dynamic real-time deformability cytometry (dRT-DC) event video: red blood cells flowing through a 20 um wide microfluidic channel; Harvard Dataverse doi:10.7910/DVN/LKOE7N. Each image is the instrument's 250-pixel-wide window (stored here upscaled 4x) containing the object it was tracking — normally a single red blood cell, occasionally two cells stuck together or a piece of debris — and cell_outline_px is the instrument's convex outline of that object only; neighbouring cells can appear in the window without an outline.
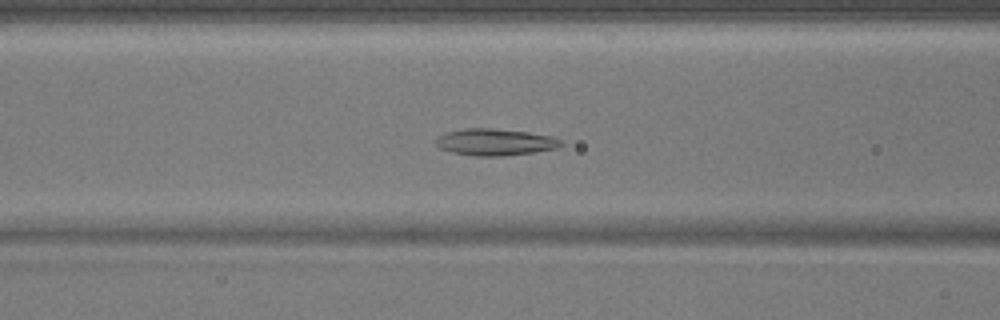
{"species": "common noctule bat (a hibernating species)", "species_latin": "Nyctalus noctula", "temperature_condition": "warm", "stored_images_in_passage": 51, "camera_frame_rate_fps": 3000, "um_per_image_px": 0.085, "animal": {"sex": "male", "body_mass_g": 17.9}, "frame": {"image": 1, "passage_image": 21, "time_ms": 6.667, "image_size_px": [1000, 320], "cell_outline_px": [[564, 144], [556, 148], [536, 152], [500, 156], [476, 156], [452, 152], [440, 148], [436, 144], [436, 140], [440, 136], [448, 132], [464, 128], [492, 128], [528, 132], [552, 136], [564, 140]], "centroid_in_image_um": [42.14, 12.07], "position_along_channel_um": 124.5, "area_um2": 19.48}}
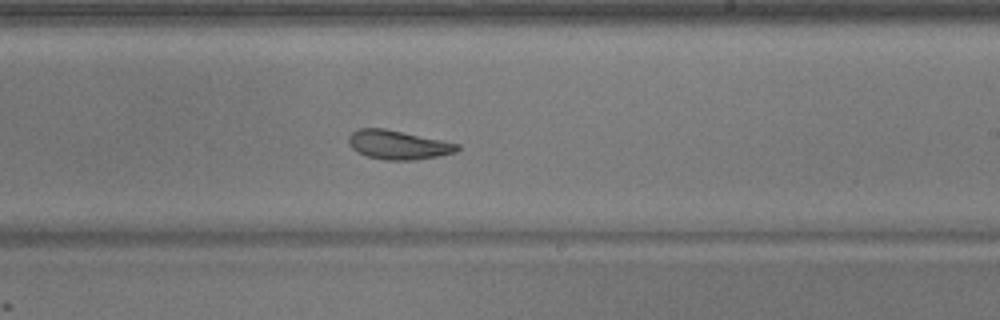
{"frame": {"image": 2, "passage_image": 31, "time_ms": 10.0, "image_size_px": [1000, 320], "cell_outline_px": [[460, 148], [456, 152], [440, 156], [416, 160], [384, 160], [368, 156], [356, 152], [348, 144], [348, 136], [352, 132], [360, 128], [384, 128], [460, 144]], "centroid_in_image_um": [33.83, 12.32], "position_along_channel_um": 255.2, "area_um2": 18.44}}
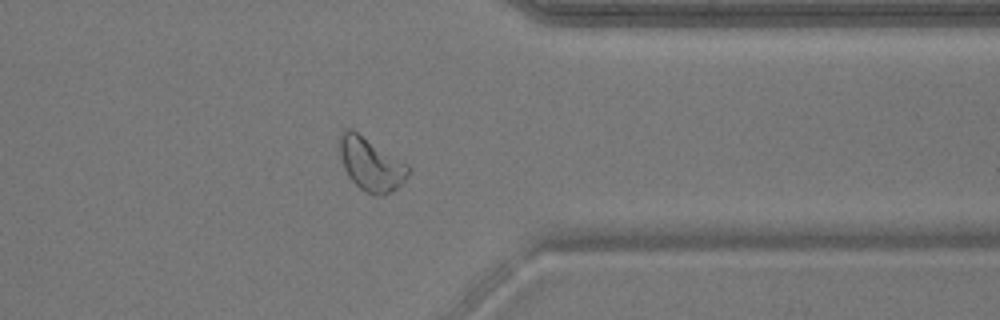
{"frame": {"image": 3, "passage_image": 41, "time_ms": 13.333, "image_size_px": [1000, 320], "cell_outline_px": [[412, 168], [408, 176], [396, 188], [380, 196], [372, 196], [364, 192], [348, 176], [344, 168], [340, 156], [340, 132], [344, 128], [352, 128], [408, 164]], "centroid_in_image_um": [31.52, 13.94], "position_along_channel_um": 379.9, "area_um2": 21.39}}